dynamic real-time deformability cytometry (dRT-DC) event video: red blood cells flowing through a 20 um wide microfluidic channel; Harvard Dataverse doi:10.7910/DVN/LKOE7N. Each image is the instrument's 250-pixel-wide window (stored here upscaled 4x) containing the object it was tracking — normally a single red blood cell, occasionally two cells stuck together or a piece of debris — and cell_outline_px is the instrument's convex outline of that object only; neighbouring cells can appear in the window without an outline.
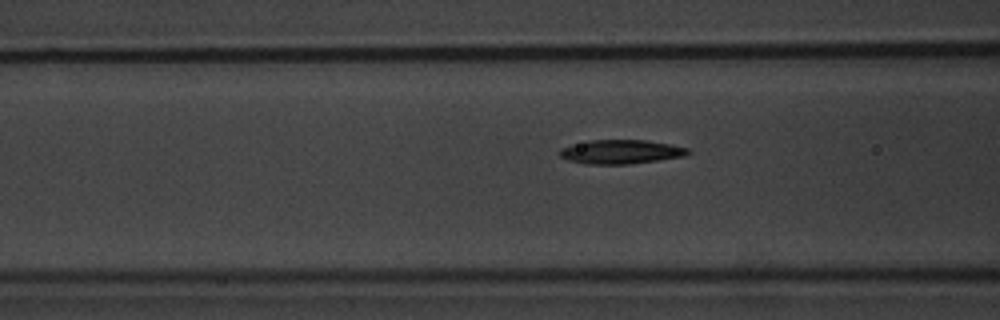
{"species": "common noctule bat (a hibernating species)", "species_latin": "Nyctalus noctula", "temperature_condition": "warm", "stored_images_in_passage": 40, "camera_frame_rate_fps": 3000, "um_per_image_px": 0.085, "animal": {"sex": "male", "body_mass_g": 20.1, "forearm_length_mm": 53.5}, "frame": {"image": 1, "passage_image": 18, "time_ms": 5.667, "image_size_px": [1000, 320], "cell_outline_px": [[692, 152], [688, 156], [632, 164], [584, 164], [568, 160], [560, 156], [556, 152], [560, 148], [588, 140], [644, 140], [672, 144], [688, 148]], "centroid_in_image_um": [52.8, 12.91], "position_along_channel_um": 113.8, "area_um2": 18.32}}
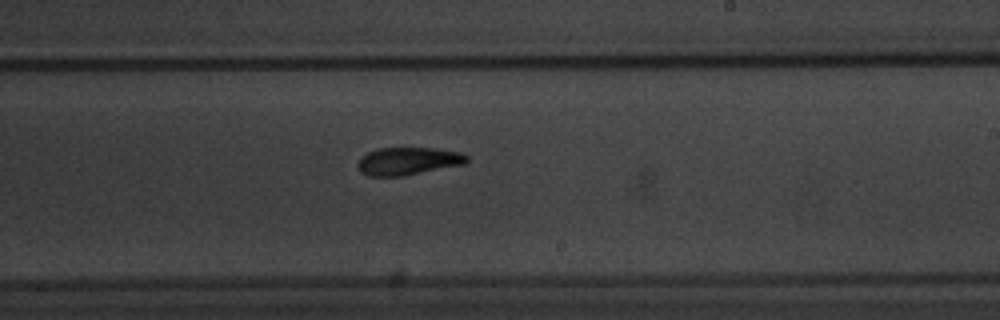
{"frame": {"image": 2, "passage_image": 29, "time_ms": 9.333, "image_size_px": [1000, 320], "cell_outline_px": [[468, 164], [404, 176], [368, 176], [360, 172], [356, 164], [368, 152], [376, 148], [432, 148], [460, 152], [468, 156]], "centroid_in_image_um": [34.72, 13.7], "position_along_channel_um": 254.3, "area_um2": 17.8}}